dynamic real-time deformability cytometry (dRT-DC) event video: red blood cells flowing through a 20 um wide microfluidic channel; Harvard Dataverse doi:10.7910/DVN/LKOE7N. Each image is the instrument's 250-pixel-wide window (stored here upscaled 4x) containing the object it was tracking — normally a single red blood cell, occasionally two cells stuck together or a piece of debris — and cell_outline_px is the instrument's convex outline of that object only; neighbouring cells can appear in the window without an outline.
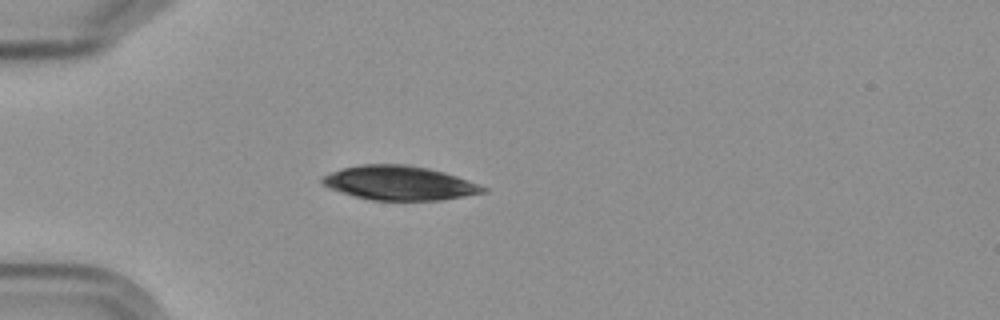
{"species": "Egyptian fruit bat (a non-hibernating species)", "species_latin": "Rousettus aegyptiacus", "temperature_condition": "cold", "stored_images_in_passage": 5, "camera_frame_rate_fps": 3000, "um_per_image_px": 0.085, "frame": {"image": 1, "passage_image": 5, "time_ms": 4.667, "image_size_px": [1000, 320], "cell_outline_px": [[488, 192], [440, 200], [372, 200], [356, 196], [332, 188], [324, 184], [320, 180], [328, 172], [360, 164], [408, 164], [428, 168], [444, 172], [456, 176], [488, 188]], "centroid_in_image_um": [33.97, 15.54], "position_along_channel_um": 51.0, "area_um2": 31.73}}